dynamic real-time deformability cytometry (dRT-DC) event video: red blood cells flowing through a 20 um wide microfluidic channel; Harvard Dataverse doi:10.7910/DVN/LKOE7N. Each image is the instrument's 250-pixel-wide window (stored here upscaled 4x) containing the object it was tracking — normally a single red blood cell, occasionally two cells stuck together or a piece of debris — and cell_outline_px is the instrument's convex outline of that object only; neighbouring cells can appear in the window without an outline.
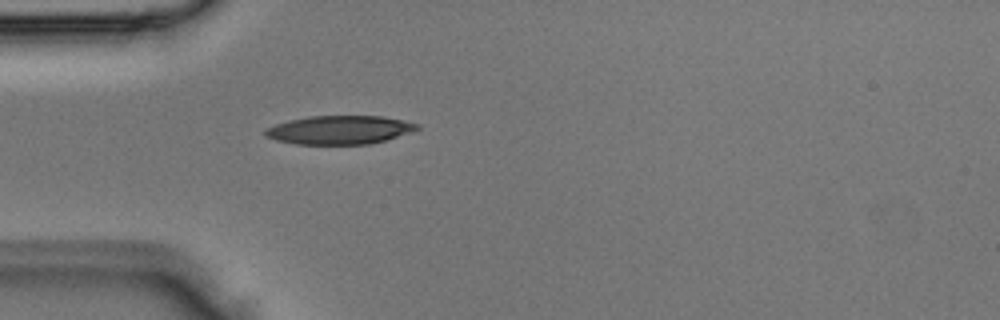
{"species": "Egyptian fruit bat (a non-hibernating species)", "species_latin": "Rousettus aegyptiacus", "temperature_condition": "room temperature", "stored_images_in_passage": 3, "camera_frame_rate_fps": 3000, "um_per_image_px": 0.085, "animal": {"sex": "male"}, "frame": {"image": 1, "passage_image": 3, "time_ms": 0.667, "image_size_px": [1000, 320], "cell_outline_px": [[420, 128], [412, 132], [388, 140], [368, 144], [296, 144], [276, 140], [264, 136], [264, 128], [288, 120], [308, 116], [384, 116], [420, 124]], "centroid_in_image_um": [28.87, 11.04], "position_along_channel_um": 56.1, "area_um2": 25.55}}